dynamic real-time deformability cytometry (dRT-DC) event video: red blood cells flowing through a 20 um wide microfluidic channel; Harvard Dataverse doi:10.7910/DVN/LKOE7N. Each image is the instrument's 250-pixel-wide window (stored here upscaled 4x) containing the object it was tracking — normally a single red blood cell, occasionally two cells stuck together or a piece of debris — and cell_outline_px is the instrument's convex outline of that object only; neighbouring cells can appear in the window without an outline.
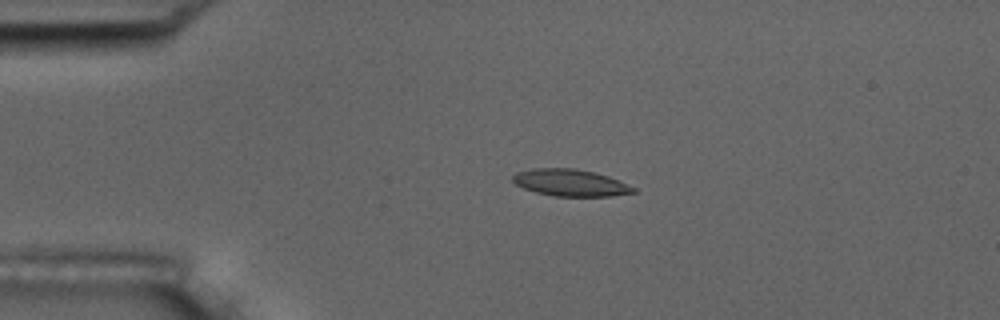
{"species": "common noctule bat (a hibernating species)", "species_latin": "Nyctalus noctula", "temperature_condition": "room temperature", "stored_images_in_passage": 3, "camera_frame_rate_fps": 3000, "um_per_image_px": 0.085, "animal": {"sex": "male", "body_mass_g": 17.5, "forearm_length_mm": 52.3}, "frame": {"image": 1, "passage_image": 3, "time_ms": 2.333, "image_size_px": [1000, 320], "cell_outline_px": [[636, 192], [612, 196], [552, 196], [536, 192], [524, 188], [516, 184], [512, 180], [512, 176], [516, 172], [532, 168], [576, 168], [608, 176], [636, 188]], "centroid_in_image_um": [48.46, 15.53], "position_along_channel_um": 36.5, "area_um2": 18.84}}